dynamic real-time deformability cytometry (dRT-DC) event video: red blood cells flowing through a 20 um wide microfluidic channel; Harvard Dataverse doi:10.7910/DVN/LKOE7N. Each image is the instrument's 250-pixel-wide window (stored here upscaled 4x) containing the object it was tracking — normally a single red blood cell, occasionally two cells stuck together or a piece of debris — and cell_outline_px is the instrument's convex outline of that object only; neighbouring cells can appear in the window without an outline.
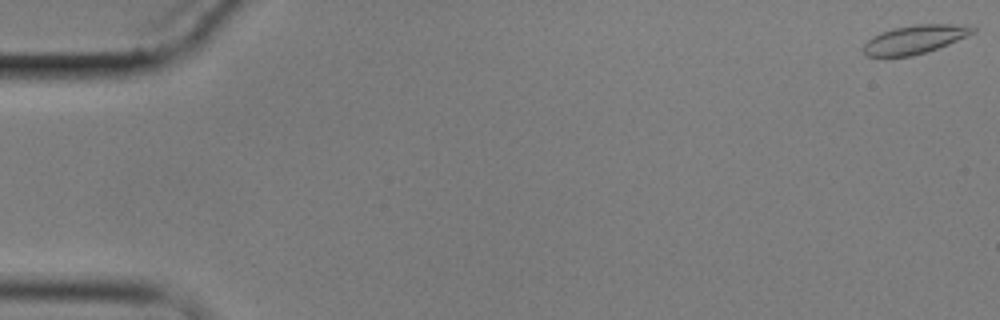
{"species": "common noctule bat (a hibernating species)", "species_latin": "Nyctalus noctula", "temperature_condition": "cold", "stored_images_in_passage": 5, "camera_frame_rate_fps": 3000, "um_per_image_px": 0.085, "animal": {"sex": "male", "body_mass_g": 17.9}, "frame": {"image": 1, "passage_image": 1, "time_ms": 0.0, "image_size_px": [1000, 320], "cell_outline_px": [[976, 32], [948, 44], [912, 56], [868, 56], [864, 52], [864, 44], [872, 36], [880, 32], [892, 28], [916, 24], [968, 24], [976, 28]], "centroid_in_image_um": [77.79, 3.32], "position_along_channel_um": 7.2, "area_um2": 18.15}}